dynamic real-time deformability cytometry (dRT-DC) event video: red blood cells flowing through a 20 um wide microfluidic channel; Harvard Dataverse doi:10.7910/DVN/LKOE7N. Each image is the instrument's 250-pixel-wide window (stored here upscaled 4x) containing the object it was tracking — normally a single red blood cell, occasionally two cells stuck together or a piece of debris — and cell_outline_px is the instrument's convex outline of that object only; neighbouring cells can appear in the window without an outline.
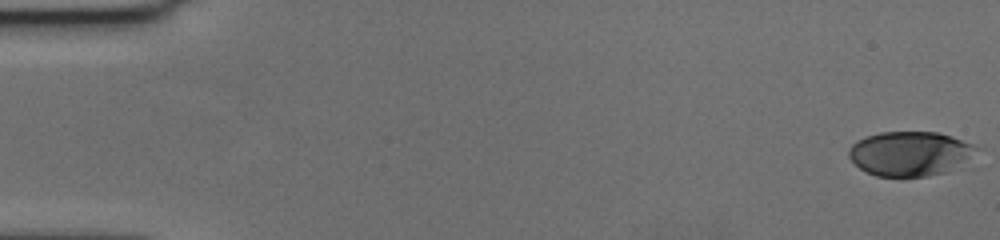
{"species": "human", "species_latin": "Homo sapiens", "temperature_condition": "cold", "stored_images_in_passage": 58, "camera_frame_rate_fps": 3000, "um_per_image_px": 0.085, "donor": {"sex": "female"}, "frame": {"image": 1, "passage_image": 1, "time_ms": 0.0, "image_size_px": [1000, 240], "cell_outline_px": [[984, 148], [968, 160], [948, 172], [928, 176], [876, 176], [860, 168], [848, 156], [848, 148], [856, 140], [864, 136], [880, 132], [936, 132]], "centroid_in_image_um": [77.36, 13.05], "position_along_channel_um": 7.6, "area_um2": 33.23}}
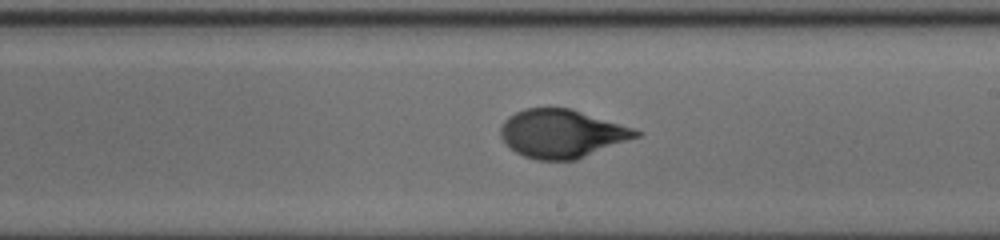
{"frame": {"image": 2, "passage_image": 34, "time_ms": 11.0, "image_size_px": [1000, 240], "cell_outline_px": [[644, 132], [640, 136], [576, 160], [536, 160], [524, 156], [516, 152], [500, 136], [500, 128], [504, 120], [508, 116], [524, 108], [572, 108]], "centroid_in_image_um": [47.76, 11.35], "position_along_channel_um": 241.2, "area_um2": 37.97}}
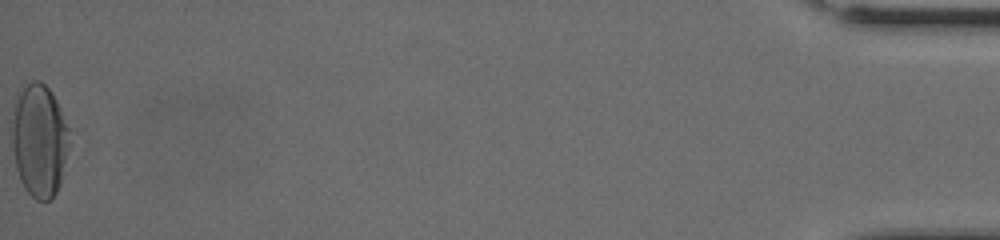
{"frame": {"image": 3, "passage_image": 58, "time_ms": 19.0, "image_size_px": [1000, 240], "cell_outline_px": [[68, 148], [60, 184], [52, 200], [36, 200], [24, 188], [20, 180], [16, 168], [12, 148], [12, 104], [16, 92], [32, 80], [40, 80], [52, 92], [60, 108], [68, 128]], "centroid_in_image_um": [3.3, 11.9], "position_along_channel_um": 431.9, "area_um2": 38.09}, "authors_computed_cell_mechanics": {"area_um2": 37.1654, "velocity_mm_per_s": 3.6258, "shape_relaxation_time_tau1_ms": 4.4069, "shape_relaxation_time_tau2_ms": null, "deformation_change_tau1": 0.1868, "deformation_change_tau2": null}}